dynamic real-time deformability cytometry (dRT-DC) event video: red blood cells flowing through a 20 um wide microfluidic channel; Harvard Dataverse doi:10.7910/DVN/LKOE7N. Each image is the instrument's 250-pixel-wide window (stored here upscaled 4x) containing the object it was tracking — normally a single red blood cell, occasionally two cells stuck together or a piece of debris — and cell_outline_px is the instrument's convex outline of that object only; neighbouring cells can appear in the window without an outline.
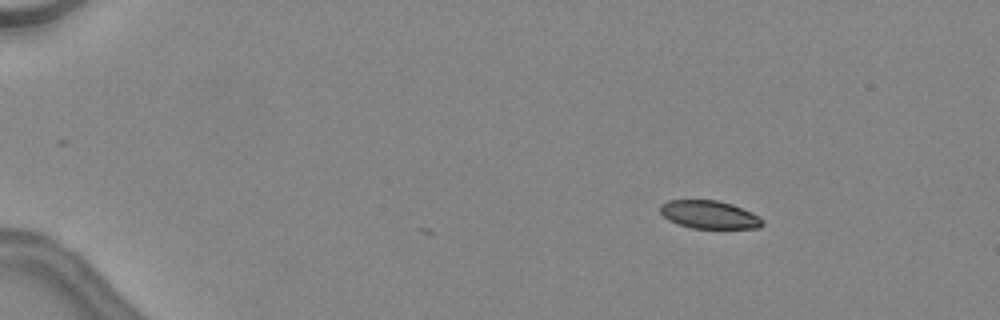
{"species": "common noctule bat (a hibernating species)", "species_latin": "Nyctalus noctula", "temperature_condition": "warm", "stored_images_in_passage": 4, "camera_frame_rate_fps": 3000, "um_per_image_px": 0.085, "animal": {"sex": "female", "body_mass_g": 24.6, "forearm_length_mm": 56.2}, "frame": {"image": 1, "passage_image": 1, "time_ms": 0.0, "image_size_px": [1000, 320], "cell_outline_px": [[764, 224], [760, 228], [692, 228], [668, 220], [660, 212], [660, 204], [668, 200], [716, 200], [732, 204], [760, 216], [764, 220]], "centroid_in_image_um": [60.3, 18.24], "position_along_channel_um": 24.7, "area_um2": 16.7}}